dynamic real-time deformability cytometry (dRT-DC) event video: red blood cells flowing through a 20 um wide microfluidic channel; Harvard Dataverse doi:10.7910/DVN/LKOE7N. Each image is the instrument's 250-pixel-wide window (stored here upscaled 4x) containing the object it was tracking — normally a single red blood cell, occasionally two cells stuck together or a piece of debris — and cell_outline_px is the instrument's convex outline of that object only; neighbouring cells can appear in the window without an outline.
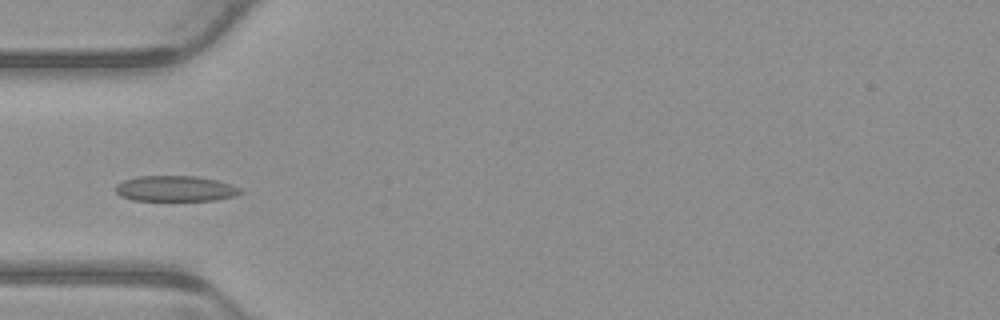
{"species": "common noctule bat (a hibernating species)", "species_latin": "Nyctalus noctula", "temperature_condition": "warm", "stored_images_in_passage": 6, "camera_frame_rate_fps": 3000, "um_per_image_px": 0.085, "animal": {"sex": "male", "body_mass_g": 23.1, "forearm_length_mm": 52.7}, "frame": {"image": 1, "passage_image": 4, "time_ms": 1.0, "image_size_px": [1000, 320], "cell_outline_px": [[244, 192], [236, 196], [216, 200], [132, 200], [120, 196], [116, 192], [116, 184], [124, 180], [136, 176], [196, 176], [216, 180], [240, 188]], "centroid_in_image_um": [14.9, 16.03], "position_along_channel_um": 70.1, "area_um2": 18.61}}
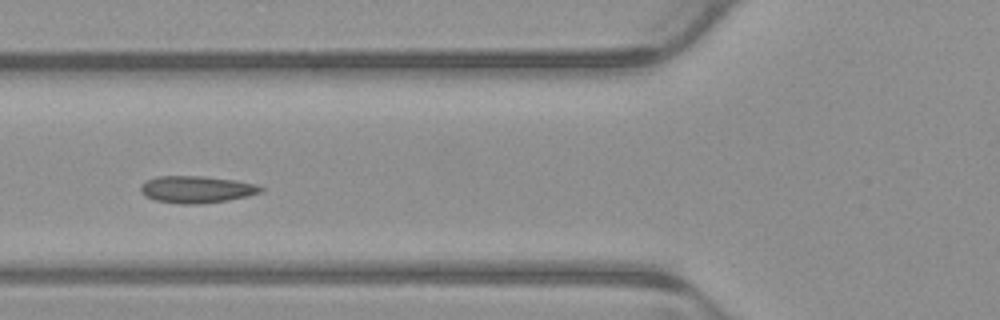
{"frame": {"image": 2, "passage_image": 5, "time_ms": 1.333, "image_size_px": [1000, 320], "cell_outline_px": [[264, 188], [260, 192], [248, 196], [228, 200], [200, 204], [180, 204], [156, 200], [144, 196], [140, 188], [148, 180], [156, 176], [204, 176], [236, 180], [256, 184]], "centroid_in_image_um": [16.73, 16.1], "position_along_channel_um": 109.1, "area_um2": 18.84}}
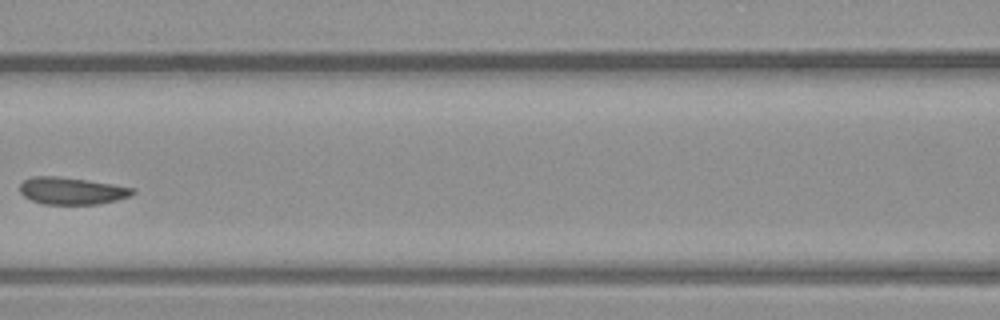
{"frame": {"image": 3, "passage_image": 6, "time_ms": 1.667, "image_size_px": [1000, 320], "cell_outline_px": [[136, 192], [128, 196], [116, 200], [100, 204], [44, 204], [32, 200], [24, 196], [20, 192], [20, 184], [24, 180], [32, 176], [56, 176], [88, 180], [136, 188]], "centroid_in_image_um": [6.1, 16.22], "position_along_channel_um": 160.5, "area_um2": 17.8}}